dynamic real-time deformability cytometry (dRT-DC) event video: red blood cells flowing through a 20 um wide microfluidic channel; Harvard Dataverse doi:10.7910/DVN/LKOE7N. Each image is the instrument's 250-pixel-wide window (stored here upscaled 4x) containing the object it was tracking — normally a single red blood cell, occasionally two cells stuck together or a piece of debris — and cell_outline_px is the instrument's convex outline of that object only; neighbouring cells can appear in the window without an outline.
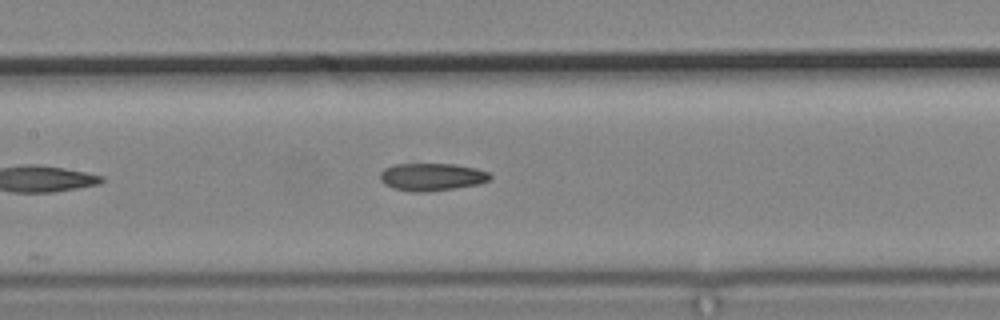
{"species": "common noctule bat (a hibernating species)", "species_latin": "Nyctalus noctula", "temperature_condition": "cold", "stored_images_in_passage": 7, "camera_frame_rate_fps": 3000, "um_per_image_px": 0.085, "animal": {"sex": "male", "body_mass_g": 19.2, "forearm_length_mm": 51.8}, "frame": {"image": 1, "passage_image": 7, "time_ms": 7.667, "image_size_px": [1000, 320], "cell_outline_px": [[492, 176], [488, 180], [480, 184], [456, 188], [424, 192], [412, 192], [392, 188], [384, 184], [380, 180], [380, 172], [384, 168], [396, 164], [456, 164], [476, 168], [488, 172]], "centroid_in_image_um": [36.69, 15.04], "position_along_channel_um": 170.7, "area_um2": 17.8}}